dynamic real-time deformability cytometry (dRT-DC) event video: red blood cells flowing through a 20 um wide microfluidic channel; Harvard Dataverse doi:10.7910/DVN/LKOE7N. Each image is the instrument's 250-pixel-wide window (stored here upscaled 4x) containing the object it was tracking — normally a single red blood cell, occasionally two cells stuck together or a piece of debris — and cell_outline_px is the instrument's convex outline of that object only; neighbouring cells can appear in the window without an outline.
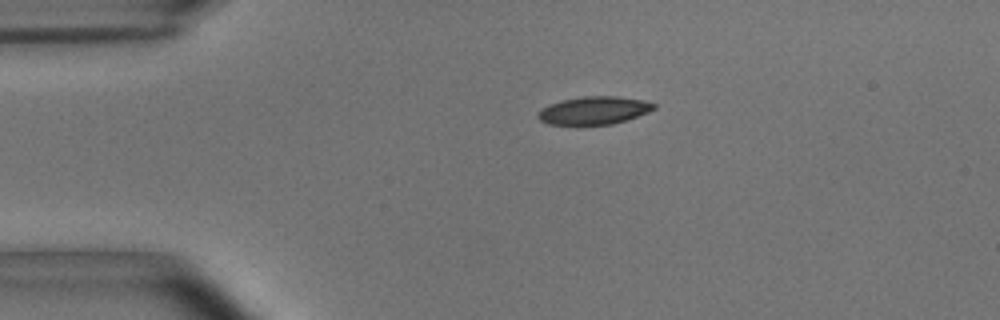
{"species": "common noctule bat (a hibernating species)", "species_latin": "Nyctalus noctula", "temperature_condition": "room temperature", "stored_images_in_passage": 44, "camera_frame_rate_fps": 3000, "um_per_image_px": 0.085, "animal": {"sex": "male", "body_mass_g": 15.6}, "frame": {"image": 1, "passage_image": 1, "time_ms": 0.0, "image_size_px": [1000, 320], "cell_outline_px": [[656, 108], [648, 112], [612, 124], [580, 128], [576, 128], [548, 124], [540, 120], [536, 116], [544, 108], [560, 100], [584, 96], [616, 96], [644, 100], [656, 104]], "centroid_in_image_um": [50.45, 9.44], "position_along_channel_um": 34.6, "area_um2": 19.48}}
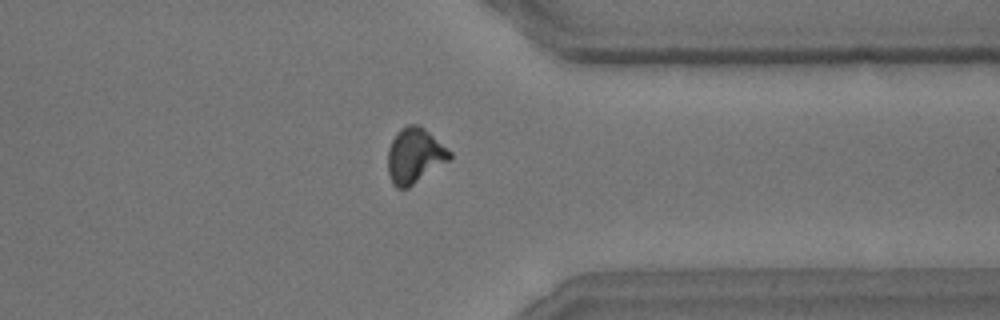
{"frame": {"image": 2, "passage_image": 32, "time_ms": 10.333, "image_size_px": [1000, 320], "cell_outline_px": [[452, 156], [448, 160], [408, 188], [396, 188], [392, 184], [388, 172], [388, 148], [392, 140], [400, 128], [408, 124], [420, 124], [452, 152]], "centroid_in_image_um": [35.23, 13.21], "position_along_channel_um": 376.2, "area_um2": 19.83}}
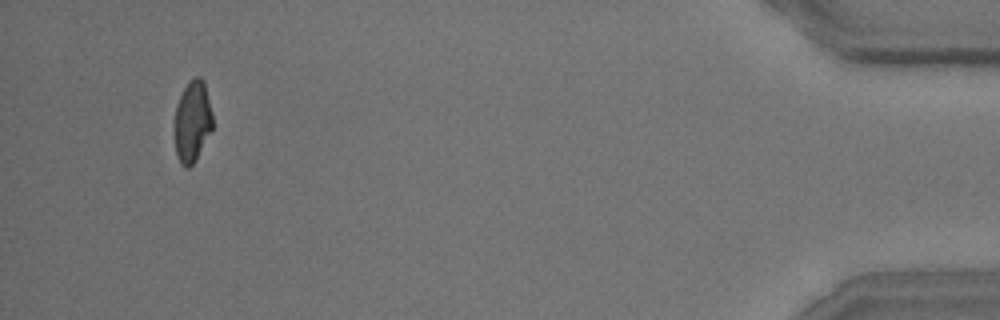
{"frame": {"image": 3, "passage_image": 41, "time_ms": 13.333, "image_size_px": [1000, 320], "cell_outline_px": [[212, 128], [196, 160], [188, 168], [184, 168], [180, 164], [176, 152], [176, 104], [184, 88], [196, 76], [200, 76], [204, 80], [212, 112]], "centroid_in_image_um": [16.37, 10.33], "position_along_channel_um": 418.8, "area_um2": 17.69}, "authors_computed_cell_mechanics": {"area_um2": 19.4208, "velocity_mm_per_s": 3.7052, "shape_relaxation_time_tau1_ms": 4.8359, "shape_relaxation_time_tau2_ms": 1.8925, "deformation_change_tau1": 0.1571, "deformation_change_tau2": 0.0784}}